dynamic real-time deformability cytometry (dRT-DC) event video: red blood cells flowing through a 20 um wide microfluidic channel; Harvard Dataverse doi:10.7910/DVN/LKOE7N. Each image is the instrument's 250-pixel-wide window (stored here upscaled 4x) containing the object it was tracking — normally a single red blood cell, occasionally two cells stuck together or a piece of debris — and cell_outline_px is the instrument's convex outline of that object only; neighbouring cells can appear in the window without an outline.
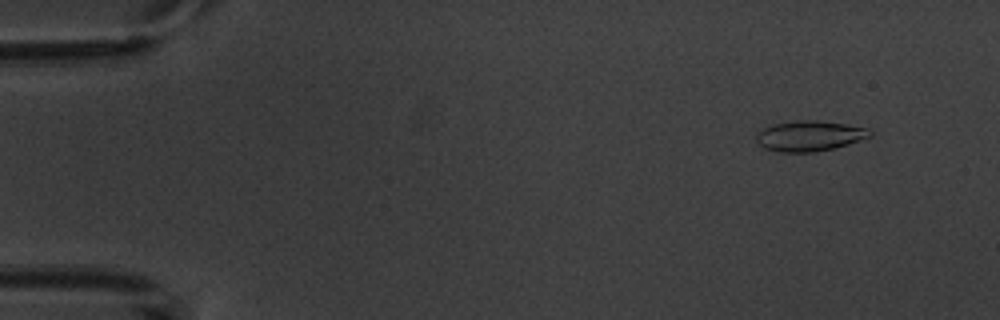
{"species": "common noctule bat (a hibernating species)", "species_latin": "Nyctalus noctula", "temperature_condition": "warm", "stored_images_in_passage": 5, "camera_frame_rate_fps": 3000, "um_per_image_px": 0.085, "animal": {"sex": "male", "body_mass_g": 20.1, "forearm_length_mm": 53.5}, "frame": {"image": 1, "passage_image": 2, "time_ms": 1.0, "image_size_px": [1000, 320], "cell_outline_px": [[872, 136], [848, 144], [816, 152], [780, 152], [764, 148], [756, 140], [756, 132], [772, 124], [796, 120], [816, 120], [848, 124], [872, 128]], "centroid_in_image_um": [68.83, 11.54], "position_along_channel_um": 16.2, "area_um2": 20.35}}